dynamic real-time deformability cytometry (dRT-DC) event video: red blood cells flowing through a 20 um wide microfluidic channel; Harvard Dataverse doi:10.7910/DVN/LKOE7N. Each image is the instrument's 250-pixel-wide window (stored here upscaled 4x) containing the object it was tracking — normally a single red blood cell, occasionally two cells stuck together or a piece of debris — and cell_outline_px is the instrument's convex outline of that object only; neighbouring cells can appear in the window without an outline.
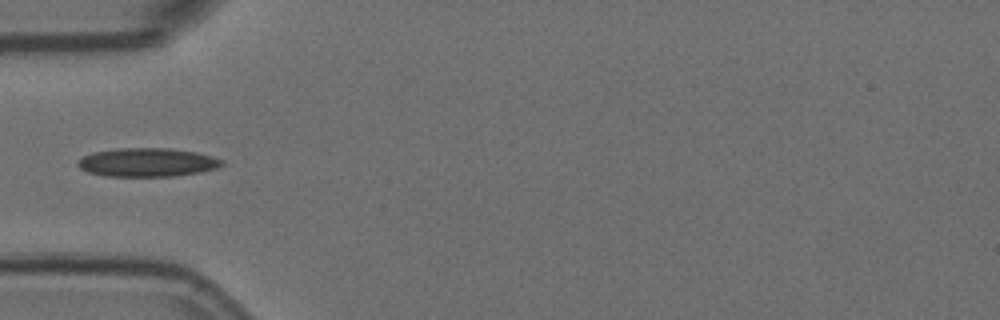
{"species": "Egyptian fruit bat (a non-hibernating species)", "species_latin": "Rousettus aegyptiacus", "temperature_condition": "room temperature", "stored_images_in_passage": 6, "camera_frame_rate_fps": 3000, "um_per_image_px": 0.085, "animal": {"sex": "female"}, "frame": {"image": 1, "passage_image": 1, "time_ms": 0.0, "image_size_px": [1000, 320], "cell_outline_px": [[224, 164], [216, 168], [200, 172], [176, 176], [104, 176], [88, 172], [80, 168], [76, 164], [84, 156], [92, 152], [116, 148], [168, 148], [196, 152], [212, 156], [224, 160]], "centroid_in_image_um": [12.53, 13.8], "position_along_channel_um": 72.5, "area_um2": 24.1}}
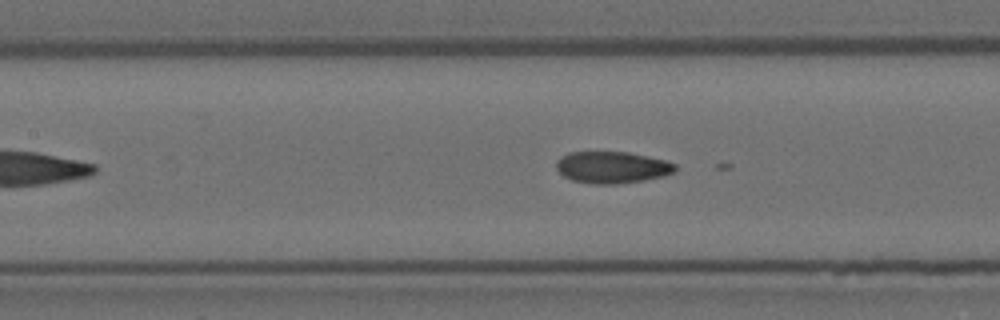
{"frame": {"image": 2, "passage_image": 4, "time_ms": 1.0, "image_size_px": [1000, 320], "cell_outline_px": [[676, 172], [664, 176], [644, 180], [616, 184], [592, 184], [572, 180], [564, 176], [556, 168], [556, 160], [560, 156], [568, 152], [628, 152], [664, 160], [676, 164]], "centroid_in_image_um": [52.01, 14.22], "position_along_channel_um": 155.4, "area_um2": 22.08}}